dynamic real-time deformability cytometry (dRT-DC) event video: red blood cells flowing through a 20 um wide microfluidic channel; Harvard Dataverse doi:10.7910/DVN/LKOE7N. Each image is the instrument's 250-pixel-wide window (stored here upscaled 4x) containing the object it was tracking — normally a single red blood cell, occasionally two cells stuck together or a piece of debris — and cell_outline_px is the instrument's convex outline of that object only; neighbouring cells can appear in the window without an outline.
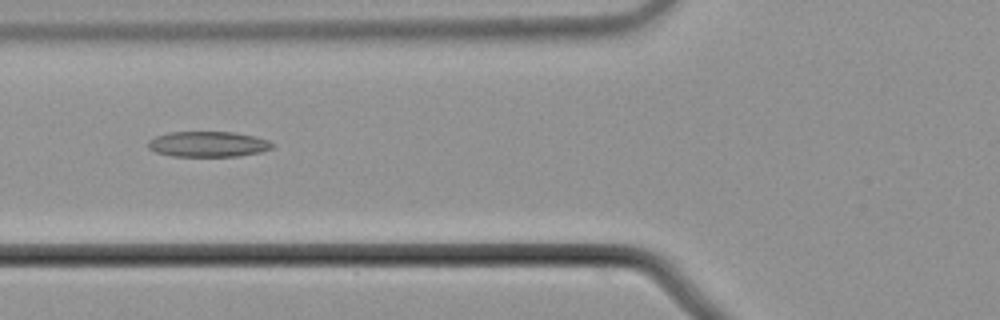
{"species": "common noctule bat (a hibernating species)", "species_latin": "Nyctalus noctula", "temperature_condition": "cold", "stored_images_in_passage": 6, "camera_frame_rate_fps": 3000, "um_per_image_px": 0.085, "animal": {"sex": "male", "body_mass_g": 21.5, "forearm_length_mm": 52.0}, "frame": {"image": 1, "passage_image": 5, "time_ms": 1.333, "image_size_px": [1000, 320], "cell_outline_px": [[276, 144], [272, 148], [260, 152], [240, 156], [172, 156], [156, 152], [148, 148], [148, 140], [156, 136], [168, 132], [236, 132], [268, 140]], "centroid_in_image_um": [17.69, 12.25], "position_along_channel_um": 108.1, "area_um2": 18.5}}
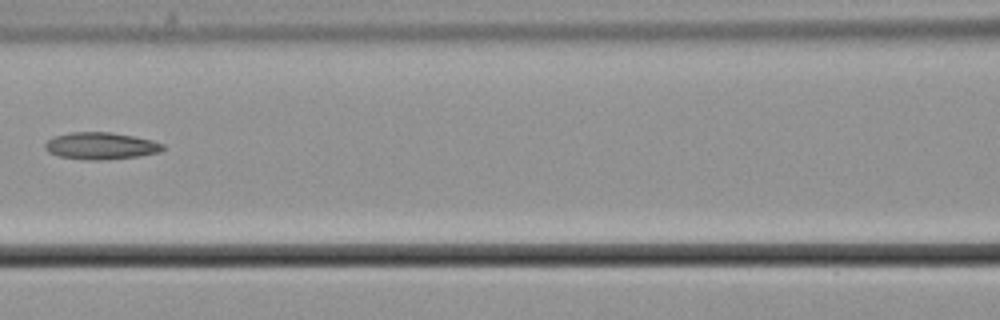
{"frame": {"image": 2, "passage_image": 6, "time_ms": 1.667, "image_size_px": [1000, 320], "cell_outline_px": [[164, 148], [160, 152], [140, 156], [100, 160], [88, 160], [60, 156], [48, 152], [44, 148], [44, 144], [52, 136], [72, 132], [112, 132], [136, 136], [152, 140], [164, 144]], "centroid_in_image_um": [8.58, 12.39], "position_along_channel_um": 158.0, "area_um2": 18.67}}